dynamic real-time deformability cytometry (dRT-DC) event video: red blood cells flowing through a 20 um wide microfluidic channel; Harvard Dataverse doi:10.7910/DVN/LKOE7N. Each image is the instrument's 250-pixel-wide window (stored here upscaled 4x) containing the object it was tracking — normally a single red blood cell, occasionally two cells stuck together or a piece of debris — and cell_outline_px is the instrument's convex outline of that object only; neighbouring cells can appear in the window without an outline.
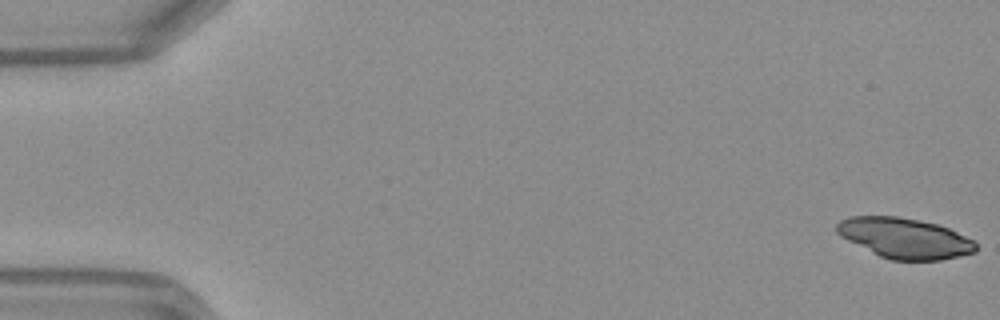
{"species": "Egyptian fruit bat (a non-hibernating species)", "species_latin": "Rousettus aegyptiacus", "temperature_condition": "warm", "stored_images_in_passage": 48, "camera_frame_rate_fps": 3000, "um_per_image_px": 0.085, "frame": {"image": 1, "passage_image": 1, "time_ms": 0.0, "image_size_px": [1000, 320], "cell_outline_px": [[976, 252], [960, 256], [940, 260], [892, 260], [880, 256], [840, 236], [836, 232], [836, 224], [840, 220], [848, 216], [896, 216], [920, 220], [936, 224], [948, 228], [972, 240], [976, 244]], "centroid_in_image_um": [76.88, 20.23], "position_along_channel_um": 8.1, "area_um2": 32.48}}